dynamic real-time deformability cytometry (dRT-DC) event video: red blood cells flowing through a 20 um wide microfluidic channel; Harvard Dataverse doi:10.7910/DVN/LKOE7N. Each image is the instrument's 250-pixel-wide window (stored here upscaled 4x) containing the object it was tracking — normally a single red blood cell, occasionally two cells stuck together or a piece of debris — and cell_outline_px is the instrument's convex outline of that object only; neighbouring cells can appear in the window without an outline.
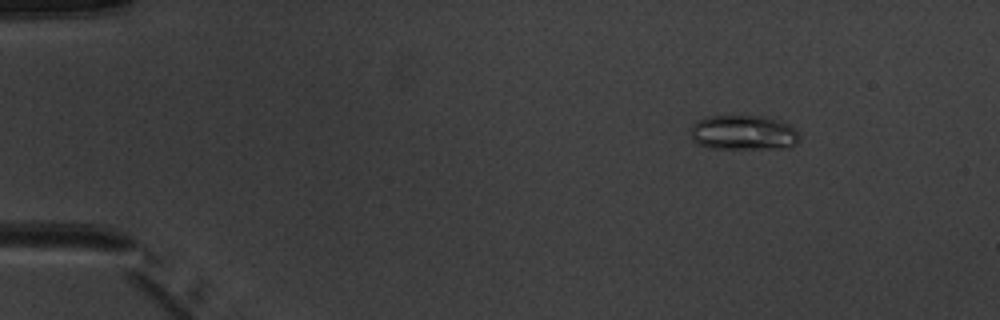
{"species": "common noctule bat (a hibernating species)", "species_latin": "Nyctalus noctula", "temperature_condition": "warm", "stored_images_in_passage": 5, "camera_frame_rate_fps": 3000, "um_per_image_px": 0.085, "animal": {"sex": "male", "body_mass_g": 20.1, "forearm_length_mm": 53.5}, "frame": {"image": 1, "passage_image": 2, "time_ms": 1.333, "image_size_px": [1000, 320], "cell_outline_px": [[800, 136], [796, 144], [792, 148], [708, 148], [696, 144], [692, 140], [692, 124], [696, 120], [704, 116], [764, 116], [788, 124]], "centroid_in_image_um": [63.16, 11.28], "position_along_channel_um": 21.8, "area_um2": 22.14}}